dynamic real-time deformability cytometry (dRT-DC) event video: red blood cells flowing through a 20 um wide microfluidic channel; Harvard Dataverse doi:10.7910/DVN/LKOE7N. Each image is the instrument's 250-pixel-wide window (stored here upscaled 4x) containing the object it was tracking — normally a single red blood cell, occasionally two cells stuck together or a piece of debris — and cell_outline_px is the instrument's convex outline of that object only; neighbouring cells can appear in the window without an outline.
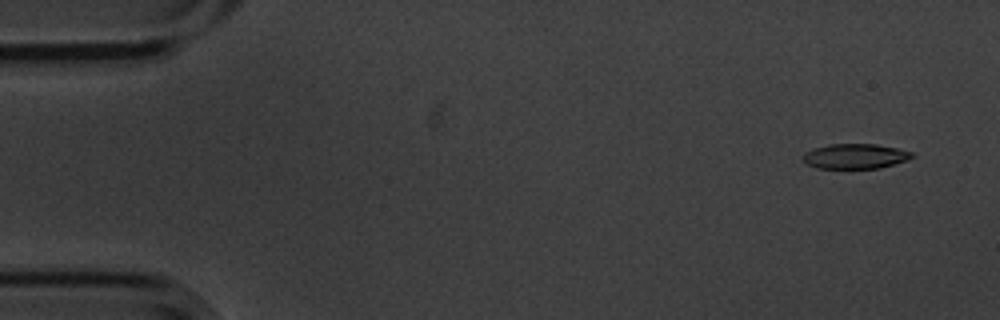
{"species": "common noctule bat (a hibernating species)", "species_latin": "Nyctalus noctula", "temperature_condition": "cold", "stored_images_in_passage": 6, "camera_frame_rate_fps": 3000, "um_per_image_px": 0.085, "animal": {"sex": "male", "body_mass_g": 20.1, "forearm_length_mm": 53.5}, "frame": {"image": 1, "passage_image": 1, "time_ms": 0.0, "image_size_px": [1000, 320], "cell_outline_px": [[916, 156], [908, 160], [880, 168], [816, 168], [808, 164], [804, 160], [804, 152], [812, 148], [828, 144], [876, 144], [896, 148], [912, 152]], "centroid_in_image_um": [72.71, 13.27], "position_along_channel_um": 12.3, "area_um2": 15.9}}
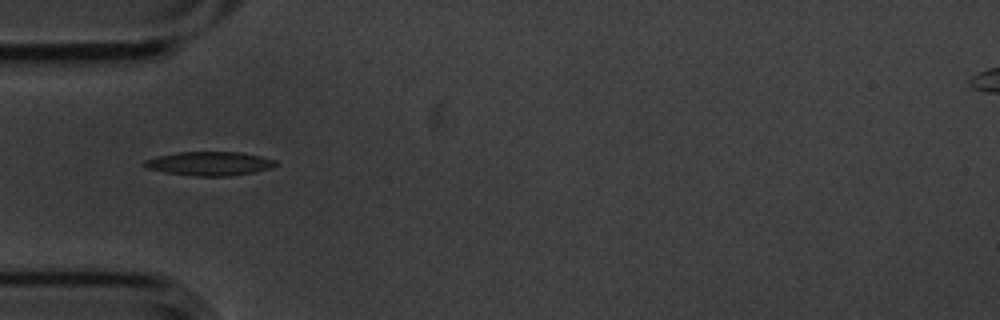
{"frame": {"image": 2, "passage_image": 5, "time_ms": 1.333, "image_size_px": [1000, 320], "cell_outline_px": [[276, 164], [268, 168], [252, 172], [228, 176], [196, 176], [164, 172], [144, 168], [140, 164], [144, 160], [156, 156], [180, 152], [240, 152], [260, 156], [276, 160]], "centroid_in_image_um": [17.71, 13.9], "position_along_channel_um": 67.3, "area_um2": 18.21}}
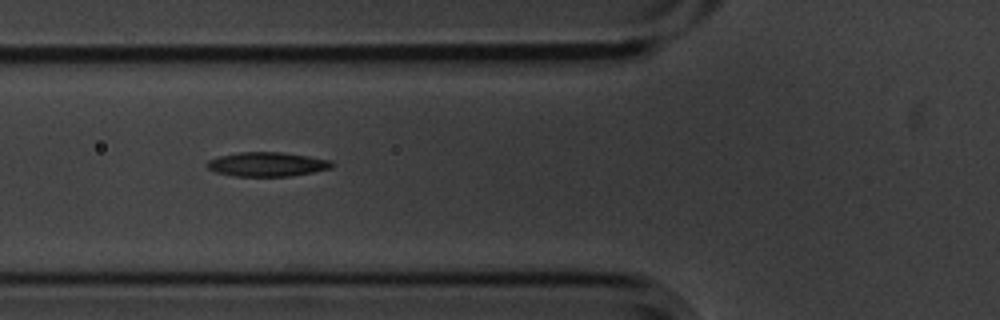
{"frame": {"image": 3, "passage_image": 6, "time_ms": 1.667, "image_size_px": [1000, 320], "cell_outline_px": [[336, 164], [332, 168], [312, 172], [288, 176], [236, 176], [216, 172], [208, 168], [204, 164], [208, 160], [220, 156], [240, 152], [280, 152], [308, 156], [332, 160]], "centroid_in_image_um": [22.72, 13.96], "position_along_channel_um": 103.1, "area_um2": 17.63}}